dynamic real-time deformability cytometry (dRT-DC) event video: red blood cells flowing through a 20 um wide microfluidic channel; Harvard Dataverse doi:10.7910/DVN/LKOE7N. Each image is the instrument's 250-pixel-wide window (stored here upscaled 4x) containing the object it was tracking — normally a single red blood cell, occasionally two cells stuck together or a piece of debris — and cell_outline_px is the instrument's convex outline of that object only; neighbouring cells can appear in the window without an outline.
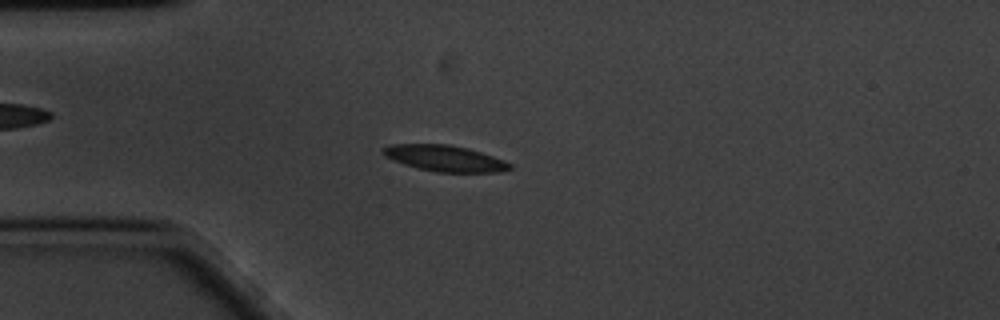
{"species": "common noctule bat (a hibernating species)", "species_latin": "Nyctalus noctula", "temperature_condition": "cold", "stored_images_in_passage": 59, "camera_frame_rate_fps": 3000, "um_per_image_px": 0.085, "animal": {"sex": "male", "body_mass_g": 20.1, "forearm_length_mm": 53.5}, "frame": {"image": 1, "passage_image": 15, "time_ms": 4.667, "image_size_px": [1000, 320], "cell_outline_px": [[512, 168], [496, 172], [436, 172], [416, 168], [392, 160], [384, 156], [384, 148], [388, 144], [448, 144], [468, 148], [504, 160], [512, 164]], "centroid_in_image_um": [37.79, 13.46], "position_along_channel_um": 47.2, "area_um2": 19.19}}
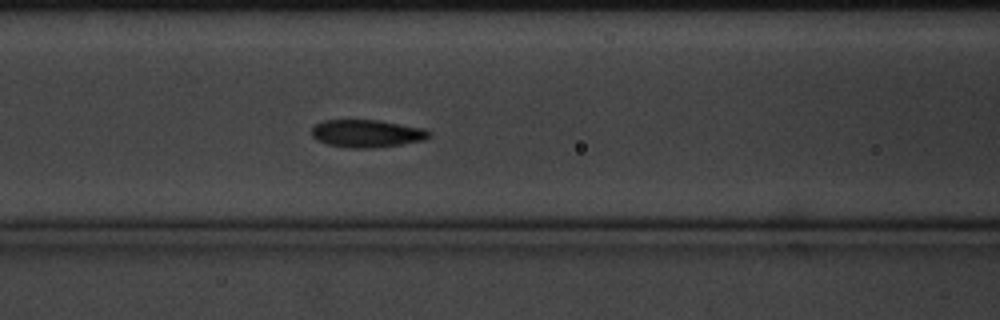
{"frame": {"image": 2, "passage_image": 24, "time_ms": 7.667, "image_size_px": [1000, 320], "cell_outline_px": [[432, 136], [424, 140], [376, 148], [344, 148], [328, 144], [316, 140], [312, 136], [312, 128], [316, 124], [324, 120], [376, 120], [424, 128], [432, 132]], "centroid_in_image_um": [31.19, 11.36], "position_along_channel_um": 135.4, "area_um2": 19.02}}
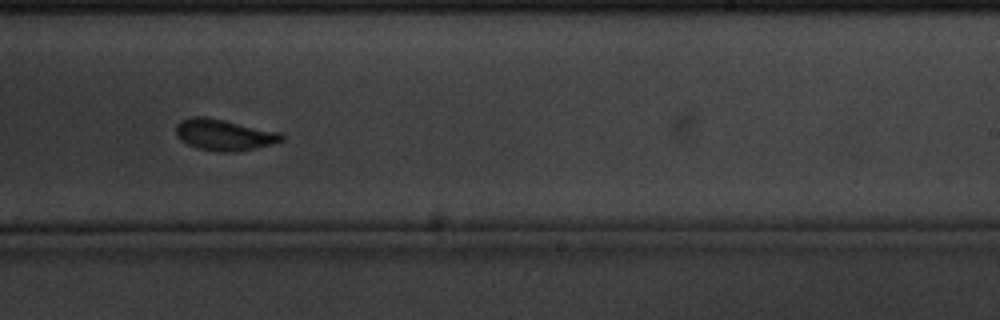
{"frame": {"image": 3, "passage_image": 36, "time_ms": 11.667, "image_size_px": [1000, 320], "cell_outline_px": [[284, 140], [272, 144], [256, 148], [236, 152], [220, 152], [196, 148], [180, 140], [176, 136], [176, 124], [180, 120], [192, 116], [204, 116], [224, 120], [280, 132], [284, 136]], "centroid_in_image_um": [19.02, 11.46], "position_along_channel_um": 270.0, "area_um2": 19.36}, "authors_computed_cell_mechanics": {"area_um2": 18.4382, "velocity_mm_per_s": 3.3631, "shape_relaxation_time_tau1_ms": 2.3959, "shape_relaxation_time_tau2_ms": 1.6869, "deformation_change_tau1": 0.1217, "deformation_change_tau2": 0.0677}}